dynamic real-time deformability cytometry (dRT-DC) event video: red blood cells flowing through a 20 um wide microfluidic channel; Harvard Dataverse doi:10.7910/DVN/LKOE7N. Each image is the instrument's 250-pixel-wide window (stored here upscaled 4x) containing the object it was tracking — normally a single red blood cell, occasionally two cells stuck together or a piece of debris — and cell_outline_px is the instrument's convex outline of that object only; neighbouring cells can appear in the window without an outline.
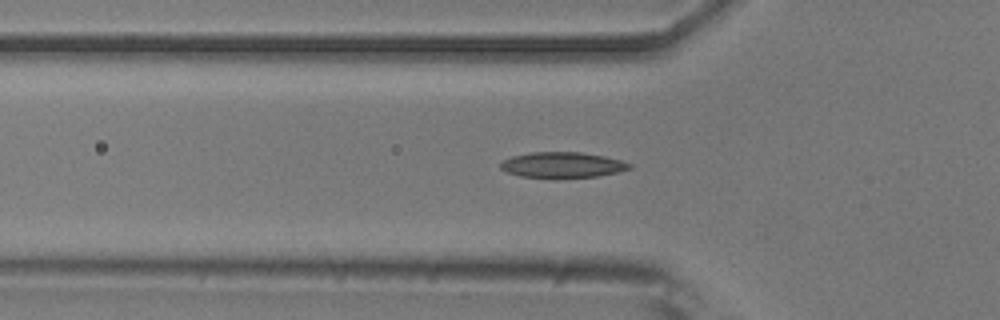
{"species": "common noctule bat (a hibernating species)", "species_latin": "Nyctalus noctula", "temperature_condition": "room temperature", "stored_images_in_passage": 46, "camera_frame_rate_fps": 3000, "um_per_image_px": 0.085, "animal": {"sex": "male", "body_mass_g": 20.5, "forearm_length_mm": 52.5}, "frame": {"image": 1, "passage_image": 17, "time_ms": 5.333, "image_size_px": [1000, 320], "cell_outline_px": [[632, 168], [616, 172], [596, 176], [520, 176], [508, 172], [500, 168], [500, 164], [504, 160], [512, 156], [532, 152], [580, 152], [604, 156], [620, 160], [632, 164]], "centroid_in_image_um": [47.81, 13.99], "position_along_channel_um": 78.0, "area_um2": 18.55}}
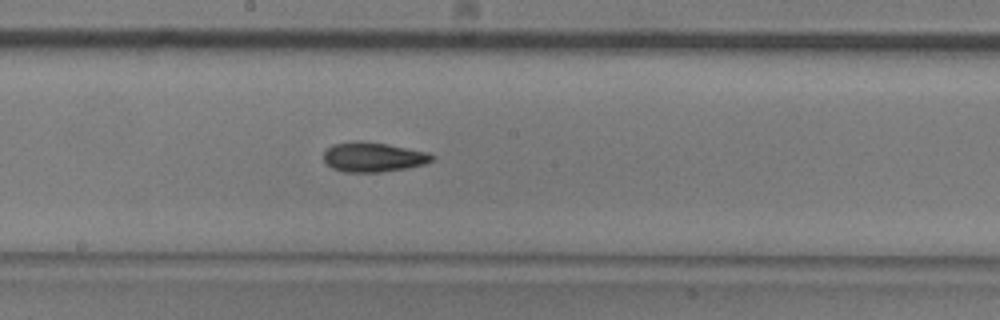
{"frame": {"image": 2, "passage_image": 28, "time_ms": 9.0, "image_size_px": [1000, 320], "cell_outline_px": [[436, 156], [432, 160], [424, 164], [408, 168], [380, 172], [344, 172], [332, 168], [324, 160], [324, 152], [332, 144], [388, 144], [428, 152]], "centroid_in_image_um": [31.79, 13.4], "position_along_channel_um": 216.4, "area_um2": 17.98}}
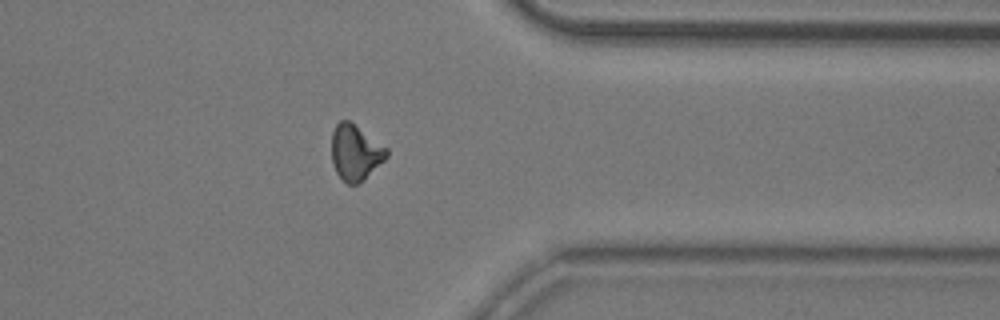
{"frame": {"image": 3, "passage_image": 42, "time_ms": 13.667, "image_size_px": [1000, 320], "cell_outline_px": [[388, 156], [364, 180], [356, 184], [348, 184], [336, 172], [332, 164], [332, 132], [336, 124], [340, 120], [348, 120], [388, 148]], "centroid_in_image_um": [30.2, 12.96], "position_along_channel_um": 381.2, "area_um2": 17.69}, "authors_computed_cell_mechanics": {"area_um2": 18.2359, "velocity_mm_per_s": 3.7443, "shape_relaxation_time_tau1_ms": 4.3287, "shape_relaxation_time_tau2_ms": 3.7806, "deformation_change_tau1": 0.1387, "deformation_change_tau2": 0.0982}}